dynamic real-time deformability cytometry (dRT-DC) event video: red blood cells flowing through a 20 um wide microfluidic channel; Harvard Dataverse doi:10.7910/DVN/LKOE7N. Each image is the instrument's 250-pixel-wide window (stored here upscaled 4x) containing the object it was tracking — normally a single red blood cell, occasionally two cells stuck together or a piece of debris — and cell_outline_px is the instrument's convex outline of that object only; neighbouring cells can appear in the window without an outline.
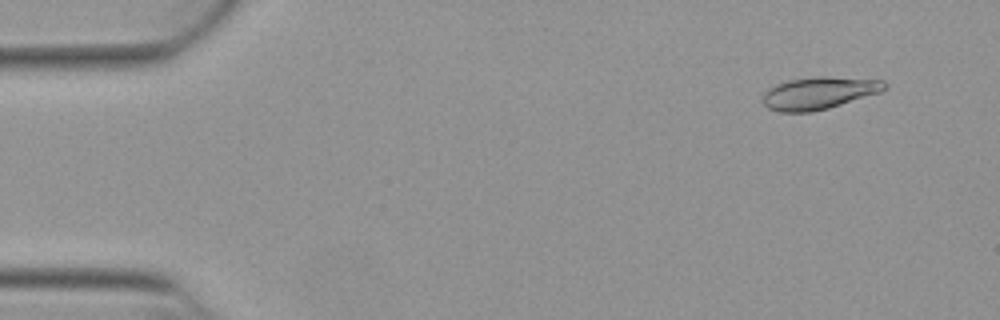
{"species": "Egyptian fruit bat (a non-hibernating species)", "species_latin": "Rousettus aegyptiacus", "temperature_condition": "warm", "stored_images_in_passage": 43, "camera_frame_rate_fps": 3000, "um_per_image_px": 0.085, "animal": {"sex": "female"}, "frame": {"image": 1, "passage_image": 4, "time_ms": 1.0, "image_size_px": [1000, 320], "cell_outline_px": [[888, 84], [880, 92], [828, 108], [812, 112], [780, 112], [768, 108], [760, 100], [760, 96], [768, 88], [776, 84], [788, 80], [816, 76], [828, 76], [884, 80]], "centroid_in_image_um": [69.55, 7.9], "position_along_channel_um": 15.4, "area_um2": 23.12}}
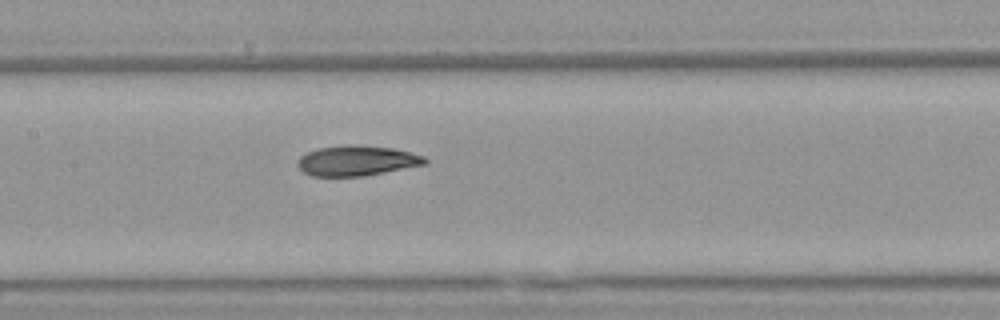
{"frame": {"image": 2, "passage_image": 25, "time_ms": 8.0, "image_size_px": [1000, 320], "cell_outline_px": [[428, 164], [364, 176], [312, 176], [304, 172], [296, 164], [300, 156], [308, 152], [320, 148], [348, 144], [352, 144], [392, 148], [424, 156], [428, 160]], "centroid_in_image_um": [30.34, 13.66], "position_along_channel_um": 177.1, "area_um2": 22.37}}
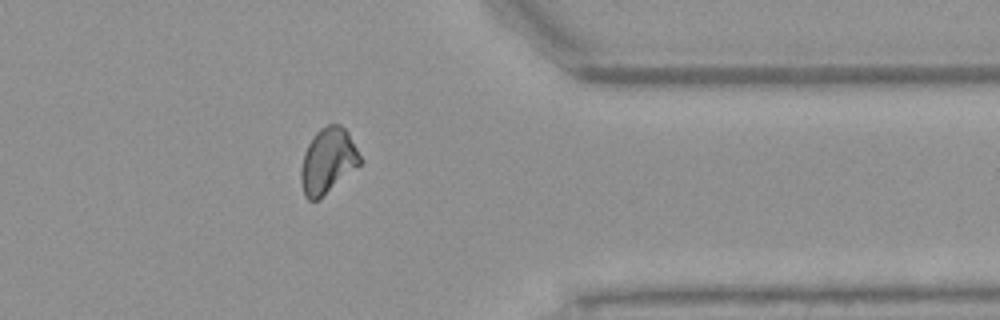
{"frame": {"image": 3, "passage_image": 42, "time_ms": 13.667, "image_size_px": [1000, 320], "cell_outline_px": [[360, 164], [316, 200], [308, 200], [304, 196], [300, 184], [300, 172], [304, 152], [312, 136], [320, 128], [328, 124], [340, 124], [348, 132], [360, 156]], "centroid_in_image_um": [27.82, 13.64], "position_along_channel_um": 383.6, "area_um2": 22.08}}